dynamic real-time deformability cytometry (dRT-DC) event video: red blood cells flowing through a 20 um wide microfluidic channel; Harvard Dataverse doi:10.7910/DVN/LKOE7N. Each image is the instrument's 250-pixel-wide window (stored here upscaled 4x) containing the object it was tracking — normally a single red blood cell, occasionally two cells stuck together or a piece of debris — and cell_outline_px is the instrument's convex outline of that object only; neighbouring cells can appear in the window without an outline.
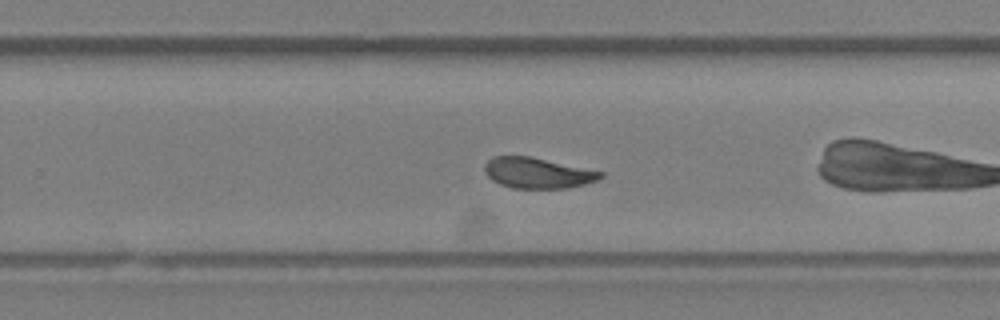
{"species": "Egyptian fruit bat (a non-hibernating species)", "species_latin": "Rousettus aegyptiacus", "temperature_condition": "room temperature", "stored_images_in_passage": 35, "camera_frame_rate_fps": 3000, "um_per_image_px": 0.085, "animal": {"sex": "female"}, "frame": {"image": 1, "passage_image": 16, "time_ms": 5.0, "image_size_px": [1000, 320], "cell_outline_px": [[604, 176], [596, 180], [584, 184], [568, 188], [512, 188], [500, 184], [492, 180], [484, 172], [484, 164], [492, 156], [528, 156], [604, 172]], "centroid_in_image_um": [45.66, 14.7], "position_along_channel_um": 284.1, "area_um2": 20.58}, "authors_computed_cell_mechanics": {"area_um2": 21.5016, "velocity_mm_per_s": 3.9716, "shape_relaxation_time_tau1_ms": 3.792, "shape_relaxation_time_tau2_ms": 1.3142, "deformation_change_tau1": 0.1006, "deformation_change_tau2": 0.0341}}